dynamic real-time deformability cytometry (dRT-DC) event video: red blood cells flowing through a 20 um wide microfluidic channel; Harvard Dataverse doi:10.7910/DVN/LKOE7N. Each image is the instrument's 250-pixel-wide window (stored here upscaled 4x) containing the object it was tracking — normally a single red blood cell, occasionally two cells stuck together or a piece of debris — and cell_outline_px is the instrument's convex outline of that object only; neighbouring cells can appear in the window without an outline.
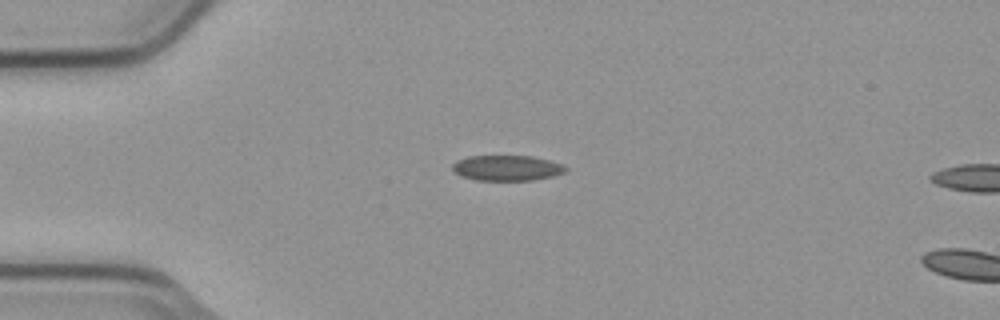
{"species": "common noctule bat (a hibernating species)", "species_latin": "Nyctalus noctula", "temperature_condition": "cold", "stored_images_in_passage": 4, "camera_frame_rate_fps": 3000, "um_per_image_px": 0.085, "animal": {"sex": "male", "body_mass_g": 23.1, "forearm_length_mm": 52.7}, "frame": {"image": 1, "passage_image": 3, "time_ms": 0.667, "image_size_px": [1000, 320], "cell_outline_px": [[568, 172], [552, 176], [532, 180], [476, 180], [460, 176], [452, 172], [452, 164], [456, 160], [468, 156], [532, 156], [548, 160], [560, 164], [568, 168]], "centroid_in_image_um": [43.05, 14.28], "position_along_channel_um": 42.0, "area_um2": 16.88}}